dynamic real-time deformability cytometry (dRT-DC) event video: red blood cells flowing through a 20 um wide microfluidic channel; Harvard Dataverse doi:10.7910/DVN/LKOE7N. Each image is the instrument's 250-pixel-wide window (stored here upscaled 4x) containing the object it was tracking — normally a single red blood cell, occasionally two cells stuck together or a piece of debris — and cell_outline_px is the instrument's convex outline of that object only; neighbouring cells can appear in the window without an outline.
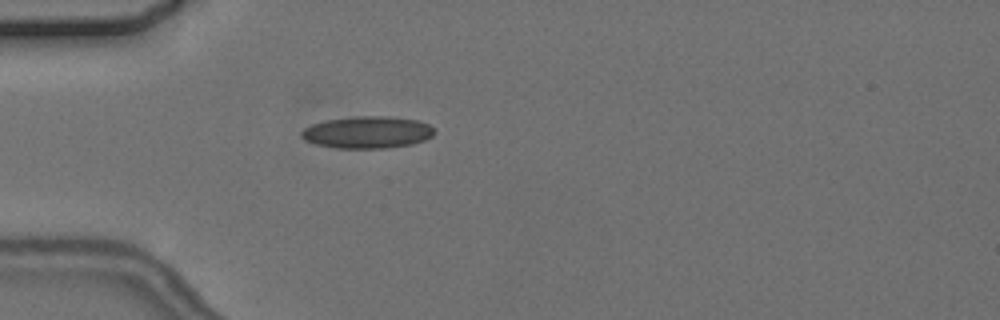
{"species": "common noctule bat (a hibernating species)", "species_latin": "Nyctalus noctula", "temperature_condition": "cold", "stored_images_in_passage": 1, "camera_frame_rate_fps": 3000, "um_per_image_px": 0.085, "animal": {"sex": "female", "body_mass_g": 24.6, "forearm_length_mm": 56.2}, "frame": {"image": 1, "passage_image": 1, "time_ms": 0.0, "image_size_px": [1000, 320], "cell_outline_px": [[436, 132], [432, 136], [424, 140], [412, 144], [388, 148], [336, 148], [316, 144], [304, 140], [300, 136], [300, 132], [304, 128], [312, 124], [324, 120], [356, 116], [392, 116], [416, 120], [428, 124], [436, 128]], "centroid_in_image_um": [31.23, 11.24], "position_along_channel_um": 53.8, "area_um2": 25.09}}